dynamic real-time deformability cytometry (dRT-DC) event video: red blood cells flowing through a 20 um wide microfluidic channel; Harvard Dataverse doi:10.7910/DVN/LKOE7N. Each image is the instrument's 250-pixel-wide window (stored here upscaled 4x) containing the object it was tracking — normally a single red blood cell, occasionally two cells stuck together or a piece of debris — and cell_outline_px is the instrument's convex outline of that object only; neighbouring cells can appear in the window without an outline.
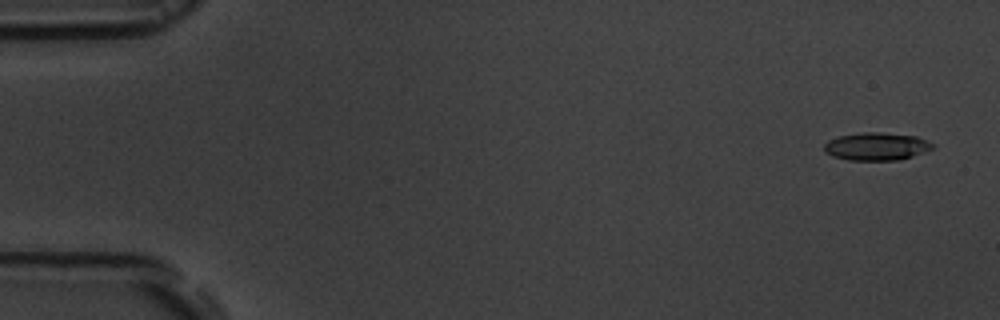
{"species": "common noctule bat (a hibernating species)", "species_latin": "Nyctalus noctula", "temperature_condition": "room temperature", "stored_images_in_passage": 54, "camera_frame_rate_fps": 3000, "um_per_image_px": 0.085, "animal": {"sex": "male", "body_mass_g": 19.5, "forearm_length_mm": 54.6}, "frame": {"image": 1, "passage_image": 1, "time_ms": 0.0, "image_size_px": [1000, 320], "cell_outline_px": [[936, 148], [900, 160], [848, 160], [832, 156], [824, 152], [824, 144], [828, 140], [840, 136], [860, 132], [880, 132], [916, 136], [936, 144]], "centroid_in_image_um": [74.52, 12.45], "position_along_channel_um": 10.5, "area_um2": 17.74}}
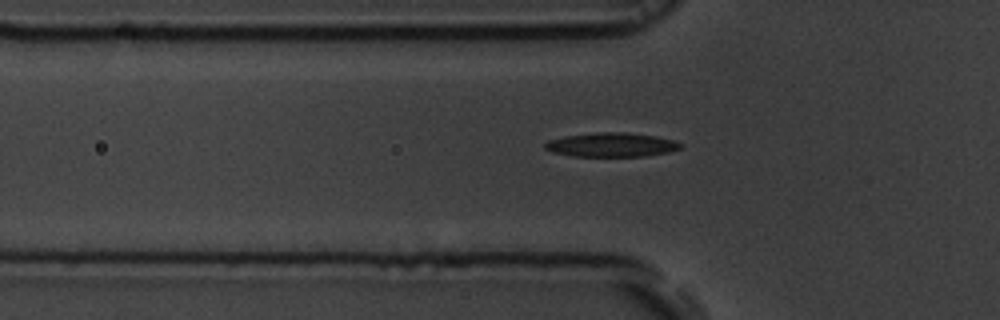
{"frame": {"image": 2, "passage_image": 17, "time_ms": 5.333, "image_size_px": [1000, 320], "cell_outline_px": [[680, 148], [668, 152], [644, 156], [572, 156], [552, 152], [544, 148], [544, 144], [548, 140], [568, 136], [600, 132], [628, 132], [656, 136], [672, 140], [680, 144]], "centroid_in_image_um": [51.94, 12.31], "position_along_channel_um": 73.9, "area_um2": 18.79}}
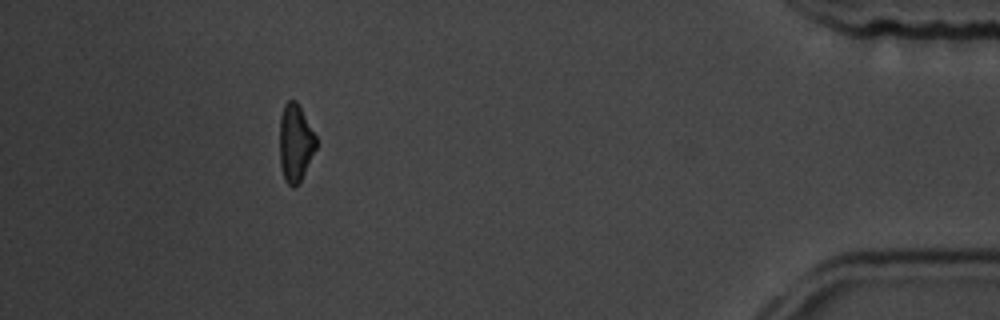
{"frame": {"image": 3, "passage_image": 49, "time_ms": 16.0, "image_size_px": [1000, 320], "cell_outline_px": [[316, 148], [300, 180], [292, 188], [284, 180], [280, 164], [280, 116], [284, 104], [288, 100], [296, 100], [316, 136]], "centroid_in_image_um": [25.09, 12.12], "position_along_channel_um": 410.1, "area_um2": 16.24}, "authors_computed_cell_mechanics": {"area_um2": 18.0914, "velocity_mm_per_s": 3.6856, "shape_relaxation_time_tau1_ms": 5.9028, "shape_relaxation_time_tau2_ms": 7.5907, "deformation_change_tau1": 0.1764, "deformation_change_tau2": 0.1842}}